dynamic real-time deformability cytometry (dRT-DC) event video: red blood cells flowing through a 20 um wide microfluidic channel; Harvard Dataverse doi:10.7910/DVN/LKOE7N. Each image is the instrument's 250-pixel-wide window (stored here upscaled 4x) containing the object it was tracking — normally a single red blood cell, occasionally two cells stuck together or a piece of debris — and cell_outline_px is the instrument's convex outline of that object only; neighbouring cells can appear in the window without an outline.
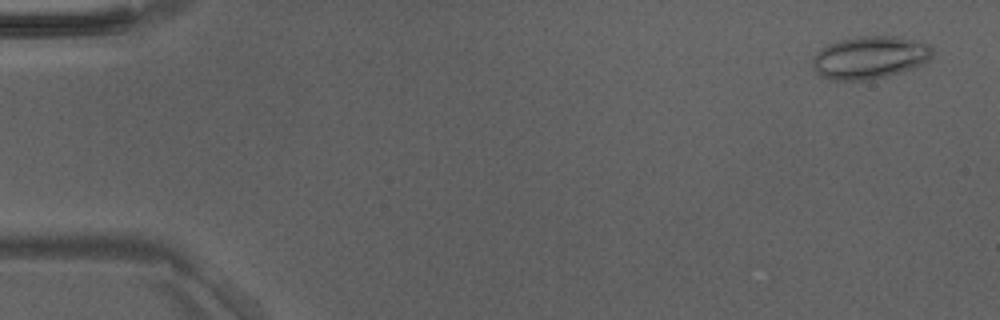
{"species": "Egyptian fruit bat (a non-hibernating species)", "species_latin": "Rousettus aegyptiacus", "temperature_condition": "room temperature", "stored_images_in_passage": 13, "camera_frame_rate_fps": 3000, "um_per_image_px": 0.085, "animal": {"sex": "male"}, "frame": {"image": 1, "passage_image": 3, "time_ms": 0.667, "image_size_px": [1000, 320], "cell_outline_px": [[932, 56], [928, 60], [912, 68], [900, 72], [884, 76], [864, 80], [832, 80], [820, 76], [816, 72], [812, 64], [812, 56], [820, 48], [828, 44], [840, 40], [856, 36], [896, 36], [924, 40], [932, 48]], "centroid_in_image_um": [73.92, 4.86], "position_along_channel_um": 11.1, "area_um2": 30.0}}